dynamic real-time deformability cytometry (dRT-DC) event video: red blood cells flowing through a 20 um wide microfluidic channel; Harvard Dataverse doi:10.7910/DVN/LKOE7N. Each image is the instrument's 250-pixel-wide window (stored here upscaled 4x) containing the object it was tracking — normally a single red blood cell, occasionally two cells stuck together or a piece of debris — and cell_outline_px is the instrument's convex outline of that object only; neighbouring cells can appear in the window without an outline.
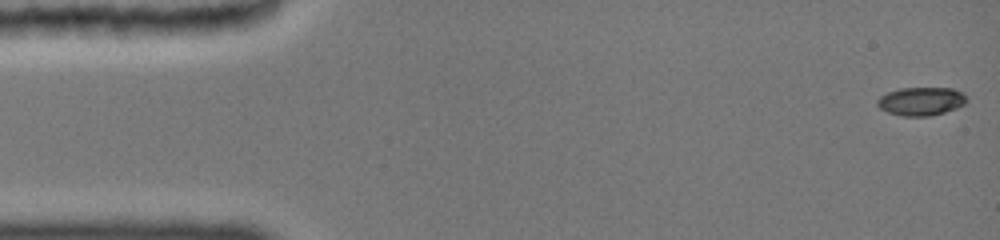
{"species": "common noctule bat (a hibernating species)", "species_latin": "Nyctalus noctula", "temperature_condition": "cold", "stored_images_in_passage": 12, "segment_of_instrument_passage": [1, 2], "camera_frame_rate_fps": 3000, "um_per_image_px": 0.085, "animal": {"sex": "female", "body_mass_g": 19.0, "forearm_length_mm": 51.5}, "frame": {"image": 1, "passage_image": 1, "time_ms": 0.0, "image_size_px": [1000, 240], "cell_outline_px": [[968, 100], [964, 104], [956, 108], [944, 112], [928, 116], [904, 116], [888, 112], [880, 108], [876, 104], [876, 100], [880, 96], [888, 92], [900, 88], [952, 88], [968, 96]], "centroid_in_image_um": [78.29, 8.6], "position_along_channel_um": 6.7, "area_um2": 14.74}}
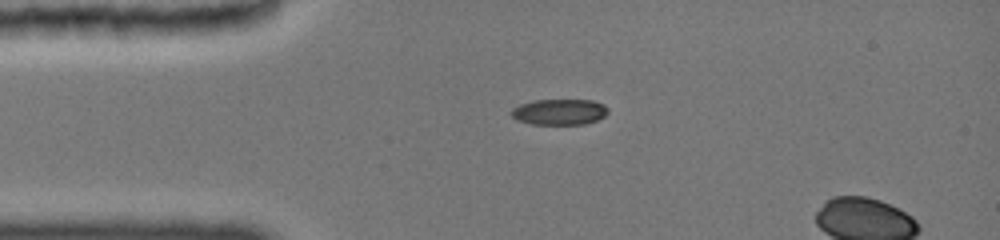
{"frame": {"image": 2, "passage_image": 9, "time_ms": 3.333, "image_size_px": [1000, 240], "cell_outline_px": [[608, 112], [604, 116], [596, 120], [584, 124], [532, 124], [516, 120], [508, 112], [512, 108], [520, 104], [532, 100], [592, 100], [604, 104], [608, 108]], "centroid_in_image_um": [47.51, 9.5], "position_along_channel_um": 37.5, "area_um2": 14.68}}